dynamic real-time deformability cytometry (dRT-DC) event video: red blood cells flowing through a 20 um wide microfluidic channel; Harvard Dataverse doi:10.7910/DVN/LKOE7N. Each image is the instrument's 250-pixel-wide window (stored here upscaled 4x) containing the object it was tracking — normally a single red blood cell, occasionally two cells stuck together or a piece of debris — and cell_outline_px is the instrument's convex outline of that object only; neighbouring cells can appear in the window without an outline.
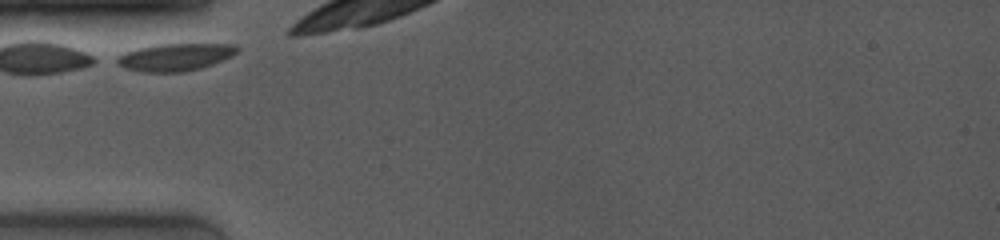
{"species": "common noctule bat (a hibernating species)", "species_latin": "Nyctalus noctula", "temperature_condition": "room temperature", "stored_images_in_passage": 8, "camera_frame_rate_fps": 4000, "um_per_image_px": 0.085, "animal": {"sex": "female", "body_mass_g": 19.0, "forearm_length_mm": 53.3}, "frame": {"image": 1, "passage_image": 1, "time_ms": 0.0, "image_size_px": [1000, 240], "cell_outline_px": [[240, 48], [232, 56], [224, 60], [200, 68], [184, 72], [140, 72], [124, 68], [108, 60], [124, 52], [136, 48], [156, 44], [236, 44]], "centroid_in_image_um": [14.79, 4.85], "position_along_channel_um": 70.2, "area_um2": 19.71}}